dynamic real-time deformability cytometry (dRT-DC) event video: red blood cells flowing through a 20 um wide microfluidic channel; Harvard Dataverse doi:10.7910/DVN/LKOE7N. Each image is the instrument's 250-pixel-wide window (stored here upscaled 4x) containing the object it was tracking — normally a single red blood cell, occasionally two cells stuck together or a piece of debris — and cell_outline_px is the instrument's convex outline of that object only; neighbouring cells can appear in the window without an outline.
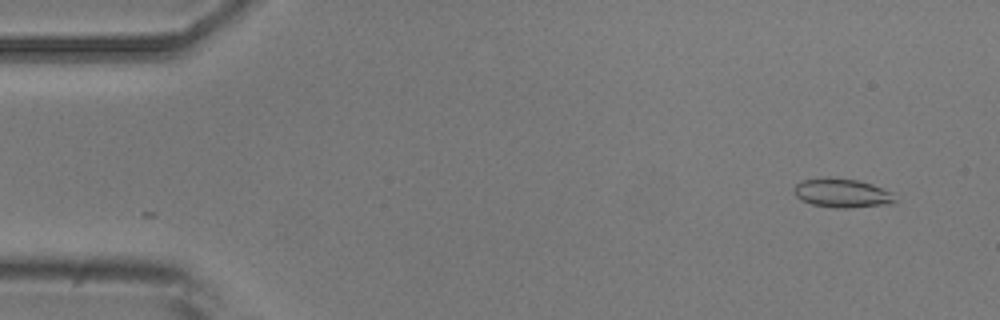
{"species": "common noctule bat (a hibernating species)", "species_latin": "Nyctalus noctula", "temperature_condition": "room temperature", "stored_images_in_passage": 10, "camera_frame_rate_fps": 3000, "um_per_image_px": 0.085, "animal": {"sex": "male", "body_mass_g": 20.5, "forearm_length_mm": 52.5}, "frame": {"image": 1, "passage_image": 1, "time_ms": 0.0, "image_size_px": [1000, 320], "cell_outline_px": [[896, 204], [848, 208], [836, 208], [812, 204], [800, 200], [796, 196], [792, 188], [800, 180], [820, 176], [828, 176], [856, 180], [872, 184], [892, 192], [896, 200]], "centroid_in_image_um": [71.55, 16.4], "position_along_channel_um": 13.4, "area_um2": 17.57}}
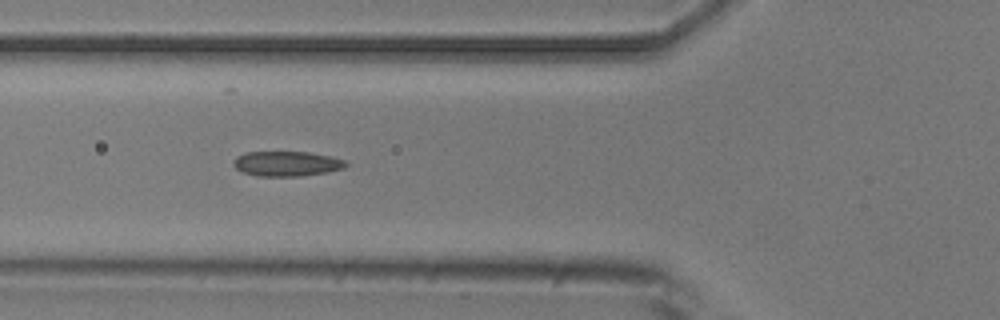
{"frame": {"image": 2, "passage_image": 5, "time_ms": 5.333, "image_size_px": [1000, 320], "cell_outline_px": [[348, 164], [344, 168], [328, 172], [300, 176], [256, 176], [244, 172], [236, 168], [232, 164], [236, 156], [244, 152], [308, 152], [332, 156], [344, 160]], "centroid_in_image_um": [24.37, 13.91], "position_along_channel_um": 101.4, "area_um2": 16.42}}
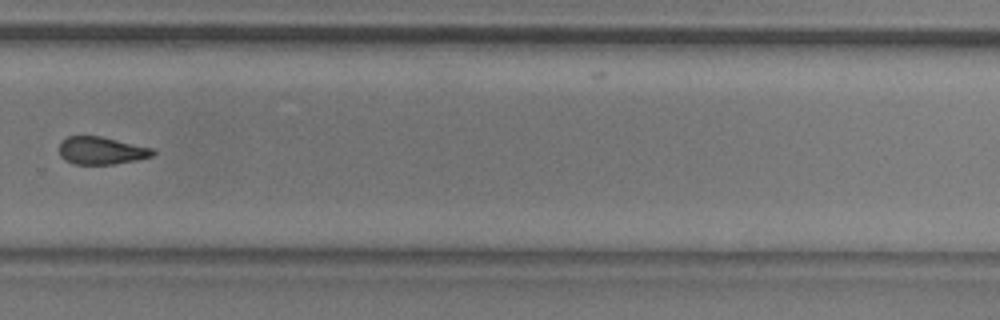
{"frame": {"image": 3, "passage_image": 10, "time_ms": 11.333, "image_size_px": [1000, 320], "cell_outline_px": [[156, 152], [152, 156], [136, 160], [116, 164], [72, 164], [64, 160], [60, 156], [60, 140], [68, 136], [104, 136], [156, 148]], "centroid_in_image_um": [8.65, 12.79], "position_along_channel_um": 321.1, "area_um2": 15.49}}